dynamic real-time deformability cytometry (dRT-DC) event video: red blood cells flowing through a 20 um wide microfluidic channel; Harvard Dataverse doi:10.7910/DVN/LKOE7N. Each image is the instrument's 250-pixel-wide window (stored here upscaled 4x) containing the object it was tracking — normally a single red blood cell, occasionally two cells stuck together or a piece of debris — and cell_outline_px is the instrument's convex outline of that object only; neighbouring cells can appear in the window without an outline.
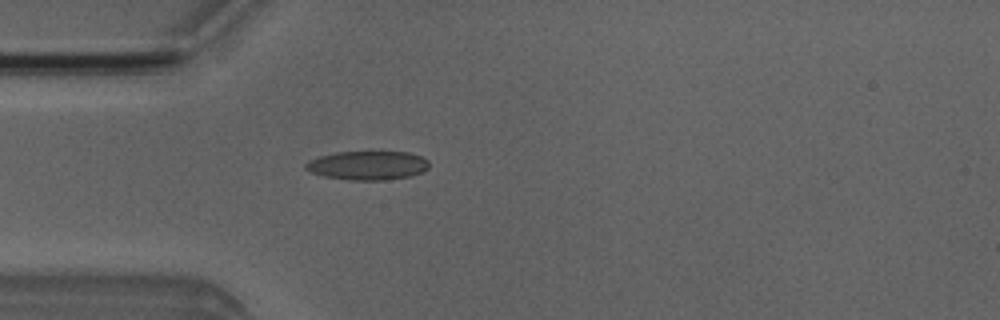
{"species": "Egyptian fruit bat (a non-hibernating species)", "species_latin": "Rousettus aegyptiacus", "temperature_condition": "room temperature", "stored_images_in_passage": 4, "camera_frame_rate_fps": 3000, "um_per_image_px": 0.085, "animal": {"sex": "male"}, "frame": {"image": 1, "passage_image": 4, "time_ms": 3.333, "image_size_px": [1000, 320], "cell_outline_px": [[428, 168], [420, 172], [408, 176], [384, 180], [348, 180], [324, 176], [312, 172], [304, 168], [304, 164], [320, 156], [336, 152], [408, 152], [420, 156], [428, 160]], "centroid_in_image_um": [31.24, 14.06], "position_along_channel_um": 53.8, "area_um2": 20.52}}